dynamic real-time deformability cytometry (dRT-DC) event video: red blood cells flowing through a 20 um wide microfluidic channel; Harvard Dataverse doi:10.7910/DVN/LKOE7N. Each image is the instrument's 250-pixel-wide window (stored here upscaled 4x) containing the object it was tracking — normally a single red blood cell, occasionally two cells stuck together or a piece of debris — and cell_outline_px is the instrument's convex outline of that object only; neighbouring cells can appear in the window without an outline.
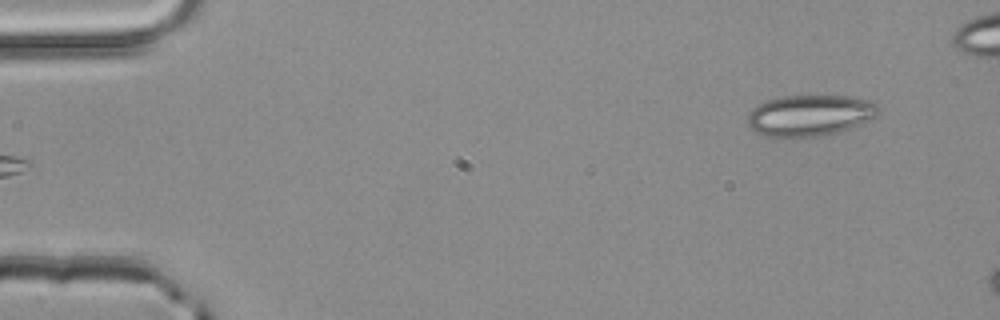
{"species": "common noctule bat (a hibernating species)", "species_latin": "Nyctalus noctula", "temperature_condition": "room temperature", "stored_images_in_passage": 2, "camera_frame_rate_fps": 3000, "um_per_image_px": 0.085, "animal": {"sex": "male", "body_mass_g": 20.4}, "frame": {"image": 1, "passage_image": 2, "time_ms": 0.333, "image_size_px": [1000, 320], "cell_outline_px": [[880, 112], [876, 116], [860, 124], [824, 136], [764, 136], [748, 128], [748, 112], [752, 108], [768, 100], [784, 96], [848, 96], [872, 100], [880, 108]], "centroid_in_image_um": [68.85, 9.8], "position_along_channel_um": 16.2, "area_um2": 31.27}}